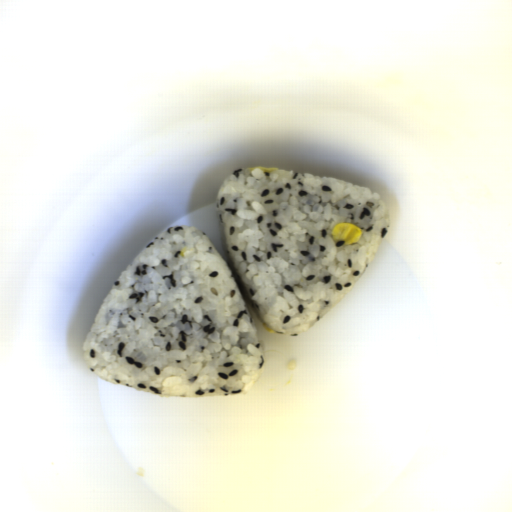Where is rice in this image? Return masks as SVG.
Segmentation results:
<instances>
[{"label": "rice", "instance_id": "obj_1", "mask_svg": "<svg viewBox=\"0 0 512 512\" xmlns=\"http://www.w3.org/2000/svg\"><path fill=\"white\" fill-rule=\"evenodd\" d=\"M251 168L216 196L223 255L204 230L173 225L114 282L82 347L94 375L171 397L245 394L266 364L255 319L299 336L353 290L391 229L384 199L343 179ZM340 222L361 240H332Z\"/></svg>", "mask_w": 512, "mask_h": 512}]
</instances>
